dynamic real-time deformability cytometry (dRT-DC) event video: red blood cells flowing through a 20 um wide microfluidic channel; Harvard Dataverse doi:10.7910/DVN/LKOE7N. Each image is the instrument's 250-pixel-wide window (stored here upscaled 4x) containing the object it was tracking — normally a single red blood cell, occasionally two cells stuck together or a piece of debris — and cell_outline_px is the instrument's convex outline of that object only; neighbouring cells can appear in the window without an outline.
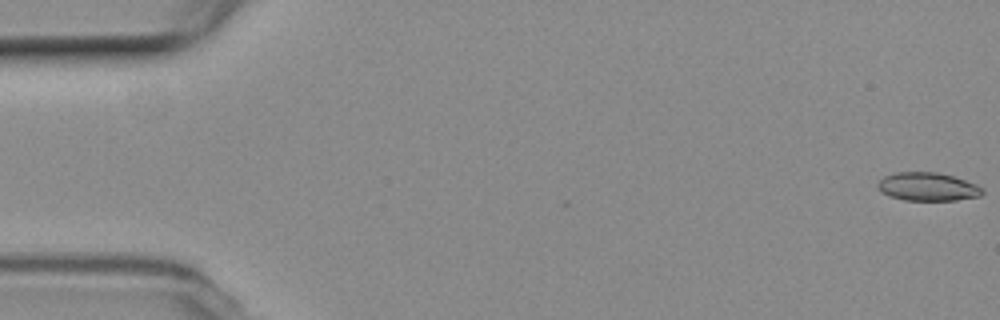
{"species": "common noctule bat (a hibernating species)", "species_latin": "Nyctalus noctula", "temperature_condition": "room temperature", "stored_images_in_passage": 2, "camera_frame_rate_fps": 3000, "um_per_image_px": 0.085, "animal": {"sex": "female", "body_mass_g": 19.3, "forearm_length_mm": 54.1}, "frame": {"image": 1, "passage_image": 2, "time_ms": 0.333, "image_size_px": [1000, 320], "cell_outline_px": [[984, 192], [980, 196], [956, 200], [904, 200], [888, 196], [880, 192], [876, 188], [876, 184], [884, 176], [896, 172], [936, 172], [952, 176], [976, 184], [984, 188]], "centroid_in_image_um": [78.82, 15.87], "position_along_channel_um": 6.2, "area_um2": 17.4}}